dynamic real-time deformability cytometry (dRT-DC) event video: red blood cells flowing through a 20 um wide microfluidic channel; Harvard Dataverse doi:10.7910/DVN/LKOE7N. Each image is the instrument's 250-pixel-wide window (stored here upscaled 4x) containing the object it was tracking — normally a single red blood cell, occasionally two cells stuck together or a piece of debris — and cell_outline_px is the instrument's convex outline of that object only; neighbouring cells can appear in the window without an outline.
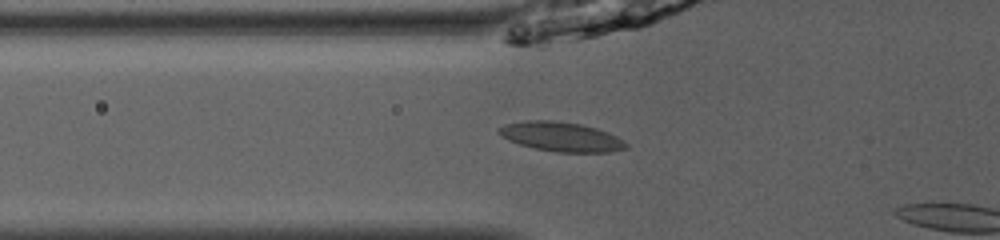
{"species": "common noctule bat (a hibernating species)", "species_latin": "Nyctalus noctula", "temperature_condition": "room temperature", "stored_images_in_passage": 18, "camera_frame_rate_fps": 3000, "um_per_image_px": 0.085, "animal": {"sex": "male", "body_mass_g": 13.0, "forearm_length_mm": 53.1}, "frame": {"image": 1, "passage_image": 16, "time_ms": 5.0, "image_size_px": [1000, 240], "cell_outline_px": [[628, 148], [608, 152], [556, 152], [536, 148], [520, 144], [508, 140], [500, 136], [496, 132], [496, 128], [504, 124], [528, 120], [552, 120], [580, 124], [596, 128], [608, 132], [624, 140], [628, 144]], "centroid_in_image_um": [47.67, 11.61], "position_along_channel_um": 78.1, "area_um2": 21.91}}